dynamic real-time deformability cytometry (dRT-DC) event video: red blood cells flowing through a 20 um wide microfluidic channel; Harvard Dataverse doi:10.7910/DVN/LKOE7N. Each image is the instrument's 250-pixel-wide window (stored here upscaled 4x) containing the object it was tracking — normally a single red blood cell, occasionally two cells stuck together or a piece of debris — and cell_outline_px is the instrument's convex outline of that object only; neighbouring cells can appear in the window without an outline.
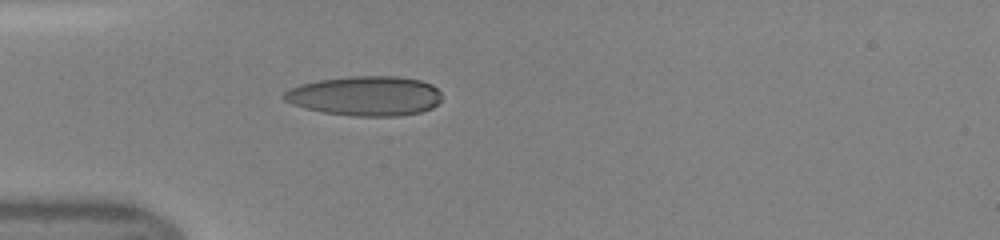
{"species": "human", "species_latin": "Homo sapiens", "temperature_condition": "room temperature", "stored_images_in_passage": 34, "camera_frame_rate_fps": 3000, "um_per_image_px": 0.085, "donor": {"sex": "female"}, "frame": {"image": 1, "passage_image": 1, "time_ms": 0.0, "image_size_px": [1000, 240], "cell_outline_px": [[440, 100], [432, 108], [420, 112], [400, 116], [356, 116], [324, 112], [304, 108], [292, 104], [284, 100], [280, 96], [288, 88], [300, 84], [320, 80], [352, 76], [396, 76], [420, 80], [432, 84], [440, 92]], "centroid_in_image_um": [31.03, 8.15], "position_along_channel_um": 54.0, "area_um2": 36.53}}
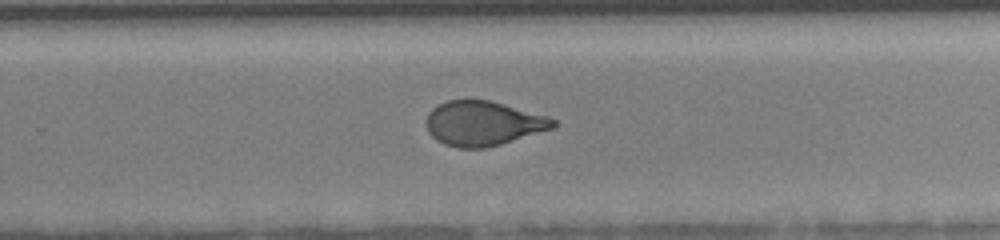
{"frame": {"image": 2, "passage_image": 18, "time_ms": 5.667, "image_size_px": [1000, 240], "cell_outline_px": [[556, 124], [552, 128], [500, 144], [484, 148], [456, 148], [444, 144], [436, 140], [428, 132], [428, 112], [432, 108], [448, 100], [488, 100], [548, 116], [556, 120]], "centroid_in_image_um": [41.05, 10.49], "position_along_channel_um": 288.8, "area_um2": 32.54}}
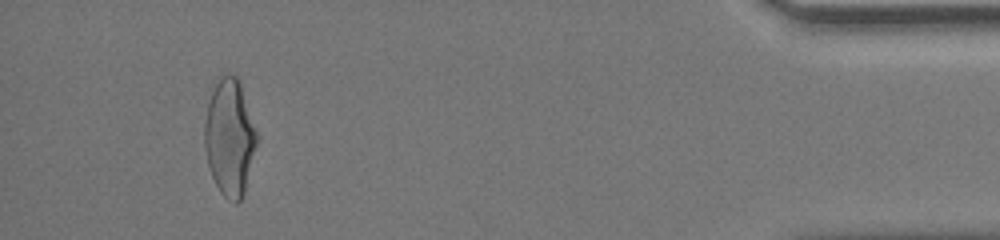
{"frame": {"image": 3, "passage_image": 31, "time_ms": 10.0, "image_size_px": [1000, 240], "cell_outline_px": [[256, 144], [244, 192], [240, 200], [236, 204], [228, 200], [220, 192], [212, 176], [208, 164], [204, 148], [204, 124], [208, 104], [212, 92], [220, 76], [228, 72], [236, 76], [240, 80], [256, 132]], "centroid_in_image_um": [19.5, 11.67], "position_along_channel_um": 415.7, "area_um2": 35.08}}